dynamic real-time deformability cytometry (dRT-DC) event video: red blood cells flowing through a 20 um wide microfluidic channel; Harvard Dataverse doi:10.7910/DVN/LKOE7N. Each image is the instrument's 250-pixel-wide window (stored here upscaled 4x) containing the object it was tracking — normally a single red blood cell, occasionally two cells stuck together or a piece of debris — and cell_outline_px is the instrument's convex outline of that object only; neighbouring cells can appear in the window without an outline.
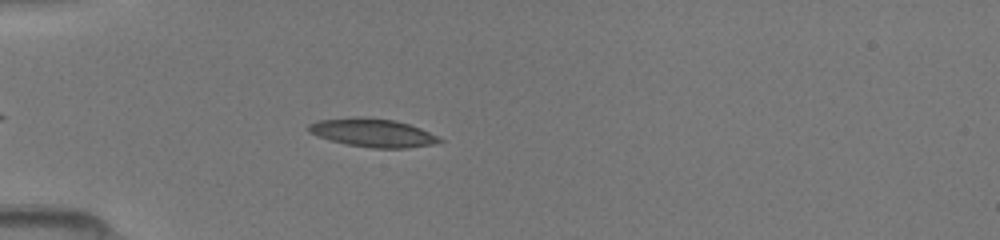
{"species": "common noctule bat (a hibernating species)", "species_latin": "Nyctalus noctula", "temperature_condition": "room temperature", "stored_images_in_passage": 34, "camera_frame_rate_fps": 3000, "um_per_image_px": 0.085, "animal": {"sex": "female", "body_mass_g": 19.5, "forearm_length_mm": 54.1}, "frame": {"image": 1, "passage_image": 3, "time_ms": 0.667, "image_size_px": [1000, 240], "cell_outline_px": [[444, 140], [432, 144], [408, 148], [372, 148], [348, 144], [332, 140], [308, 132], [308, 124], [320, 120], [392, 120], [408, 124], [420, 128]], "centroid_in_image_um": [31.74, 11.34], "position_along_channel_um": 53.3, "area_um2": 20.17}}
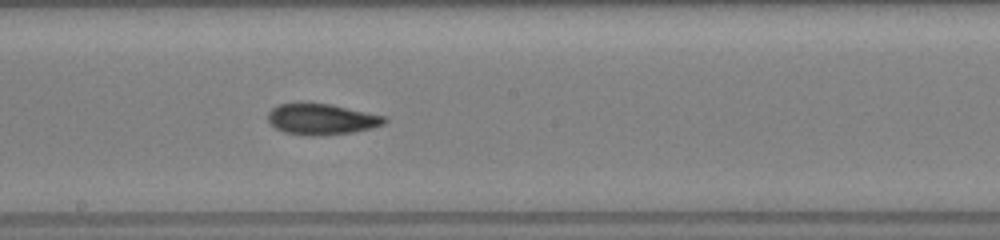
{"frame": {"image": 2, "passage_image": 16, "time_ms": 5.0, "image_size_px": [1000, 240], "cell_outline_px": [[388, 120], [384, 124], [372, 128], [352, 132], [312, 136], [304, 136], [284, 132], [276, 128], [268, 120], [268, 112], [272, 108], [280, 104], [328, 104], [384, 116]], "centroid_in_image_um": [27.32, 10.15], "position_along_channel_um": 220.9, "area_um2": 20.58}}
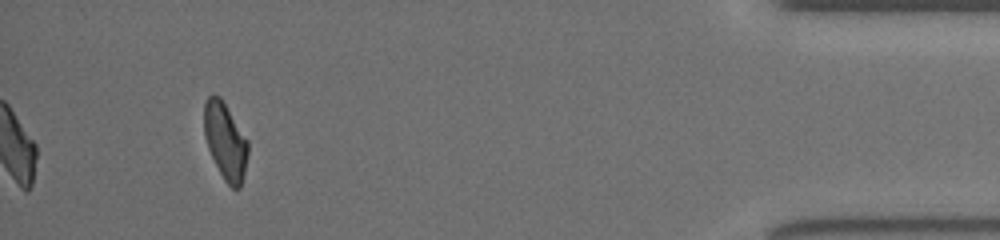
{"frame": {"image": 3, "passage_image": 34, "time_ms": 11.0, "image_size_px": [1000, 240], "cell_outline_px": [[248, 152], [244, 172], [240, 188], [232, 188], [224, 180], [208, 148], [204, 136], [204, 104], [208, 96], [212, 92], [220, 96], [248, 140]], "centroid_in_image_um": [19.14, 11.95], "position_along_channel_um": 416.1, "area_um2": 19.54}}